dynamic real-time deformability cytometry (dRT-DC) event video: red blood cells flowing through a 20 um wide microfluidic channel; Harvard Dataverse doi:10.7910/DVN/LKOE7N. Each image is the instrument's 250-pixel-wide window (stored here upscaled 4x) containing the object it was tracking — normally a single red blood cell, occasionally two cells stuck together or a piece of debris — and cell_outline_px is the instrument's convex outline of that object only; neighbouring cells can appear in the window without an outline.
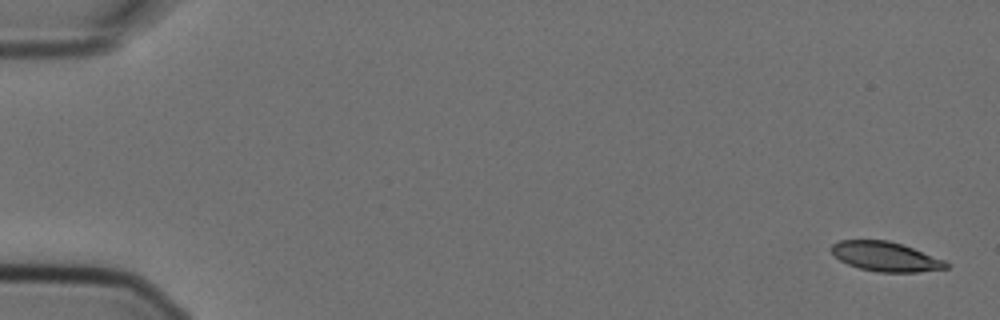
{"species": "Egyptian fruit bat (a non-hibernating species)", "species_latin": "Rousettus aegyptiacus", "temperature_condition": "cold", "stored_images_in_passage": 4, "camera_frame_rate_fps": 3000, "um_per_image_px": 0.085, "animal": {"sex": "female"}, "frame": {"image": 1, "passage_image": 1, "time_ms": 0.0, "image_size_px": [1000, 320], "cell_outline_px": [[952, 264], [948, 268], [916, 272], [876, 272], [860, 268], [848, 264], [840, 260], [828, 248], [832, 244], [840, 240], [888, 240], [912, 248], [944, 260]], "centroid_in_image_um": [75.26, 21.81], "position_along_channel_um": 9.7, "area_um2": 19.65}}
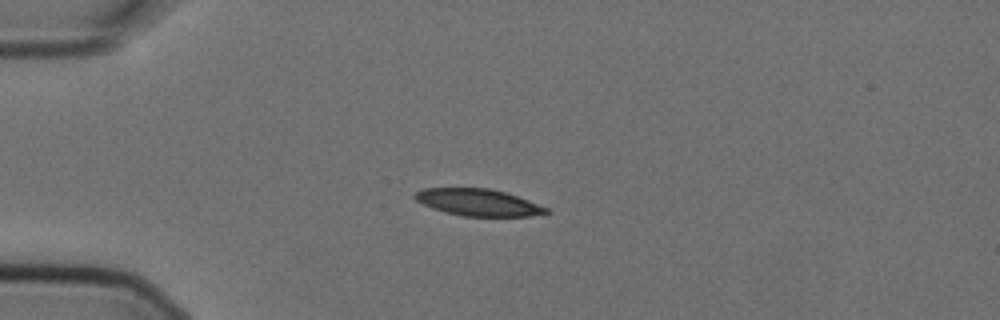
{"frame": {"image": 2, "passage_image": 4, "time_ms": 1.0, "image_size_px": [1000, 320], "cell_outline_px": [[552, 212], [528, 216], [464, 216], [432, 208], [416, 200], [412, 196], [416, 192], [424, 188], [488, 188], [504, 192], [528, 200], [548, 208]], "centroid_in_image_um": [40.65, 17.2], "position_along_channel_um": 44.4, "area_um2": 20.29}}